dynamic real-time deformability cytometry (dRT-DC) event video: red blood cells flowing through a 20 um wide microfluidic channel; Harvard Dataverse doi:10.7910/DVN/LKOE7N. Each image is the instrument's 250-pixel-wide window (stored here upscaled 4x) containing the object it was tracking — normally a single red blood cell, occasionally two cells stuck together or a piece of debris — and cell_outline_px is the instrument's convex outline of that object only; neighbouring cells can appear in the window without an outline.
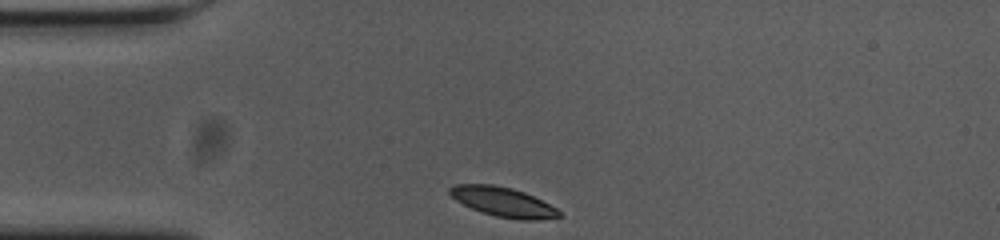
{"species": "common noctule bat (a hibernating species)", "species_latin": "Nyctalus noctula", "temperature_condition": "cold", "stored_images_in_passage": 33, "camera_frame_rate_fps": 3000, "um_per_image_px": 0.085, "animal": {"sex": "female", "body_mass_g": 23.0, "forearm_length_mm": 53.4}, "frame": {"image": 1, "passage_image": 1, "time_ms": 0.0, "image_size_px": [1000, 240], "cell_outline_px": [[560, 216], [536, 220], [516, 220], [496, 216], [472, 208], [456, 200], [448, 192], [448, 188], [456, 184], [492, 184], [512, 188], [524, 192], [556, 208], [560, 212]], "centroid_in_image_um": [42.73, 17.16], "position_along_channel_um": 42.3, "area_um2": 18.5}}
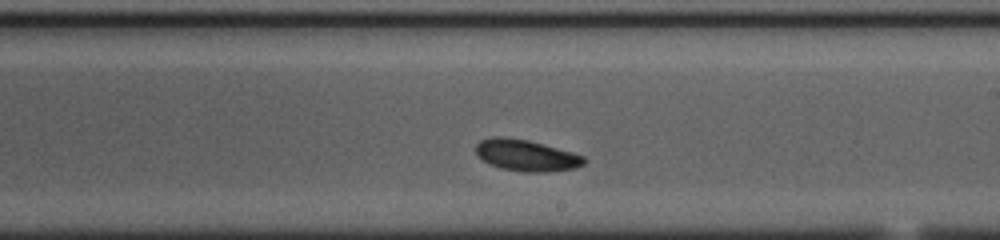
{"frame": {"image": 2, "passage_image": 20, "time_ms": 6.333, "image_size_px": [1000, 240], "cell_outline_px": [[584, 164], [576, 168], [548, 172], [524, 172], [500, 168], [488, 164], [476, 152], [476, 144], [480, 140], [492, 136], [504, 136], [528, 140], [572, 152], [584, 156]], "centroid_in_image_um": [44.71, 13.2], "position_along_channel_um": 244.3, "area_um2": 19.83}}
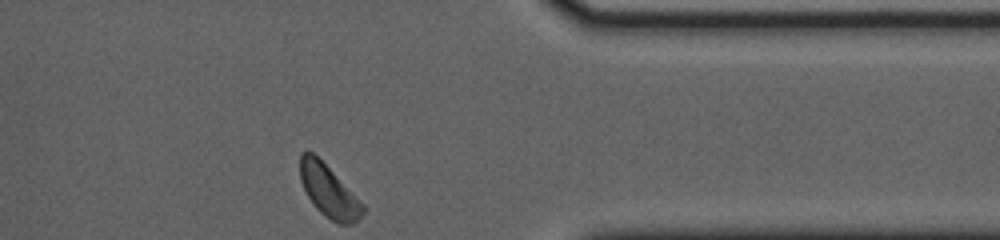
{"frame": {"image": 3, "passage_image": 33, "time_ms": 10.667, "image_size_px": [1000, 240], "cell_outline_px": [[364, 212], [352, 224], [340, 224], [332, 220], [320, 212], [316, 208], [308, 196], [300, 180], [300, 152], [312, 152], [364, 204]], "centroid_in_image_um": [27.93, 16.26], "position_along_channel_um": 383.5, "area_um2": 18.44}, "authors_computed_cell_mechanics": {"area_um2": 19.363, "velocity_mm_per_s": 3.5557, "shape_relaxation_time_tau1_ms": 5.1946, "shape_relaxation_time_tau2_ms": null, "deformation_change_tau1": 0.1182, "deformation_change_tau2": null}}